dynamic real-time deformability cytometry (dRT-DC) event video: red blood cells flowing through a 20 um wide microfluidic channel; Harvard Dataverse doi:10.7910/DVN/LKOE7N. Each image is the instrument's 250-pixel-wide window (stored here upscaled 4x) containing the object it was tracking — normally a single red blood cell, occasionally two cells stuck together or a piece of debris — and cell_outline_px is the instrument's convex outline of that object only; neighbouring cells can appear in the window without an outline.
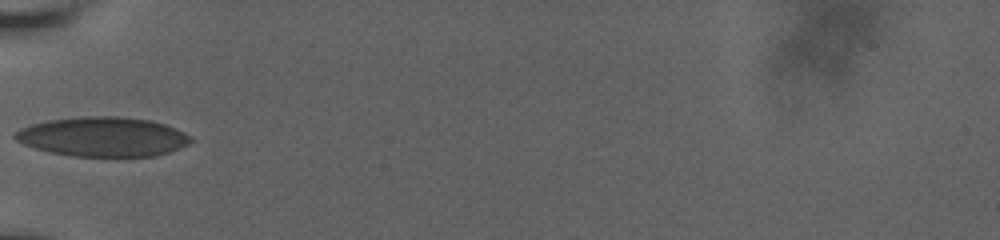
{"species": "human", "species_latin": "Homo sapiens", "temperature_condition": "room temperature", "stored_images_in_passage": 33, "camera_frame_rate_fps": 3000, "um_per_image_px": 0.085, "donor": {"sex": "male"}, "frame": {"image": 1, "passage_image": 1, "time_ms": 0.0, "image_size_px": [1000, 240], "cell_outline_px": [[196, 140], [180, 148], [156, 156], [72, 156], [52, 152], [36, 148], [24, 144], [16, 140], [12, 136], [20, 128], [32, 124], [48, 120], [80, 116], [120, 116], [152, 120], [176, 128], [192, 136]], "centroid_in_image_um": [8.79, 11.61], "position_along_channel_um": 76.2, "area_um2": 40.63}}
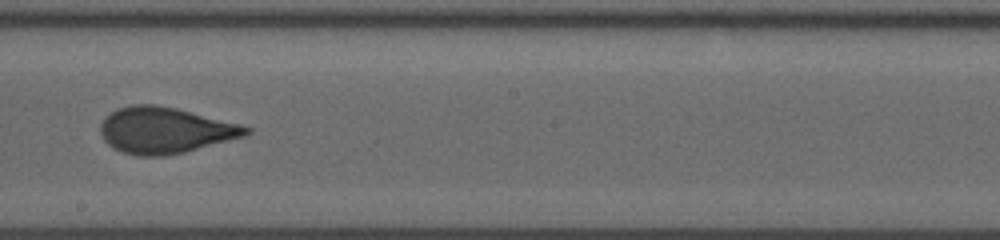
{"frame": {"image": 2, "passage_image": 11, "time_ms": 4.333, "image_size_px": [1000, 240], "cell_outline_px": [[252, 132], [244, 136], [184, 152], [164, 156], [136, 156], [124, 152], [108, 144], [104, 140], [100, 132], [100, 124], [104, 116], [116, 108], [132, 104], [156, 104], [176, 108], [240, 124], [252, 128]], "centroid_in_image_um": [14.0, 11.06], "position_along_channel_um": 234.2, "area_um2": 39.13}}
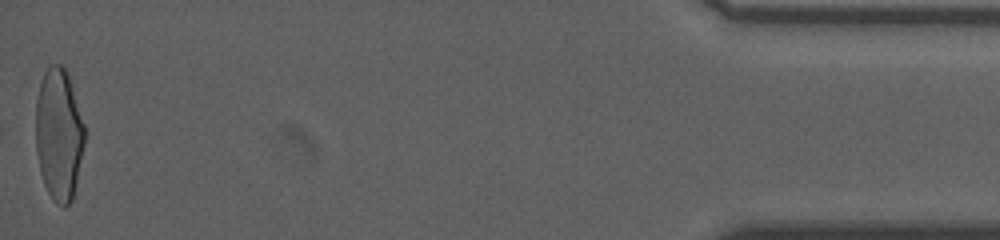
{"frame": {"image": 3, "passage_image": 33, "time_ms": 12.0, "image_size_px": [1000, 240], "cell_outline_px": [[84, 144], [72, 200], [64, 208], [56, 204], [52, 200], [44, 184], [40, 172], [36, 152], [36, 100], [40, 84], [44, 72], [48, 64], [60, 64], [64, 68], [68, 76], [84, 124]], "centroid_in_image_um": [4.98, 11.44], "position_along_channel_um": 430.2, "area_um2": 37.4}, "authors_computed_cell_mechanics": {"area_um2": 38.4948, "velocity_mm_per_s": 3.6412, "shape_relaxation_time_tau1_ms": 6.9356, "shape_relaxation_time_tau2_ms": 0.857, "deformation_change_tau1": 0.1941, "deformation_change_tau2": 0.0679}}